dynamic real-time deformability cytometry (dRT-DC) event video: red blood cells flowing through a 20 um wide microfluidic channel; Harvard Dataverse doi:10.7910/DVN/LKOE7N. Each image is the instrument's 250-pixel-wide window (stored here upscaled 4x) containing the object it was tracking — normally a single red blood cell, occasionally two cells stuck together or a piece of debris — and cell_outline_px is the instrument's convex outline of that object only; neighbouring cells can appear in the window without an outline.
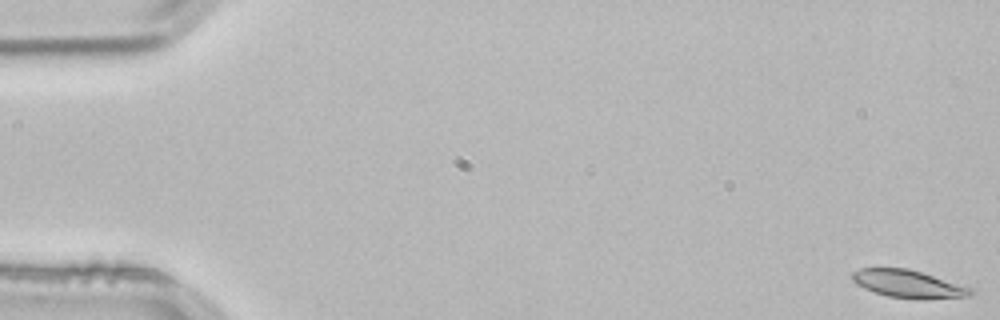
{"species": "common noctule bat (a hibernating species)", "species_latin": "Nyctalus noctula", "temperature_condition": "room temperature", "stored_images_in_passage": 8, "camera_frame_rate_fps": 3000, "um_per_image_px": 0.085, "animal": {"sex": "male", "body_mass_g": 21.5, "forearm_length_mm": 52.0}, "frame": {"image": 1, "passage_image": 1, "time_ms": 0.0, "image_size_px": [1000, 320], "cell_outline_px": [[976, 292], [972, 296], [924, 300], [888, 296], [864, 288], [856, 284], [852, 280], [852, 272], [860, 268], [908, 268], [972, 288]], "centroid_in_image_um": [77.24, 24.14], "position_along_channel_um": 7.8, "area_um2": 19.19}}